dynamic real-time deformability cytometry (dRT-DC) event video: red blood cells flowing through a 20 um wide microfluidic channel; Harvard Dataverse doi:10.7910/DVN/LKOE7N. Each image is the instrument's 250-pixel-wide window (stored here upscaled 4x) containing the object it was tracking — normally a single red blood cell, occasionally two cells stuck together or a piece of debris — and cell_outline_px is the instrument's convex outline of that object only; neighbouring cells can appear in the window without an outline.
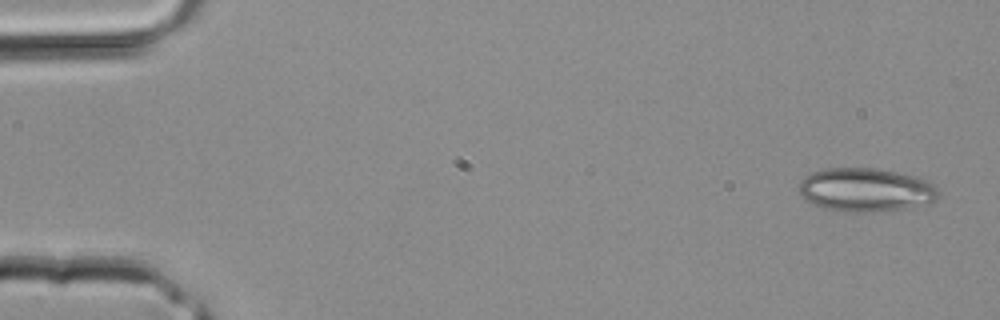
{"species": "common noctule bat (a hibernating species)", "species_latin": "Nyctalus noctula", "temperature_condition": "room temperature", "stored_images_in_passage": 4, "camera_frame_rate_fps": 3000, "um_per_image_px": 0.085, "animal": {"sex": "male", "body_mass_g": 20.4}, "frame": {"image": 1, "passage_image": 1, "time_ms": 0.0, "image_size_px": [1000, 320], "cell_outline_px": [[940, 196], [936, 200], [928, 204], [876, 212], [852, 212], [824, 208], [804, 200], [800, 196], [800, 180], [804, 176], [812, 172], [824, 168], [876, 168], [916, 176], [936, 184], [940, 192]], "centroid_in_image_um": [73.61, 16.13], "position_along_channel_um": 11.4, "area_um2": 35.78}}